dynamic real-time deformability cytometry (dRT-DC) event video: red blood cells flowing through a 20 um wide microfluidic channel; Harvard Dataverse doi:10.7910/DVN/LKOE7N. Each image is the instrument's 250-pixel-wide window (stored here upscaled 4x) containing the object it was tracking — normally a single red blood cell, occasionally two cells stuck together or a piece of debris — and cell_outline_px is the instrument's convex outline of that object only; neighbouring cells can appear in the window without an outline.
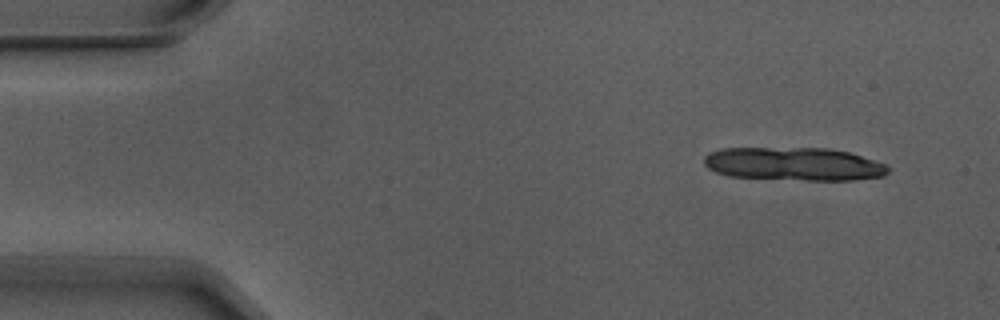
{"species": "Egyptian fruit bat (a non-hibernating species)", "species_latin": "Rousettus aegyptiacus", "temperature_condition": "warm", "stored_images_in_passage": 5, "camera_frame_rate_fps": 3000, "um_per_image_px": 0.085, "animal": {"sex": "male"}, "frame": {"image": 1, "passage_image": 1, "time_ms": 0.0, "image_size_px": [1000, 320], "cell_outline_px": [[892, 168], [884, 176], [852, 180], [808, 180], [728, 176], [716, 172], [708, 168], [704, 164], [704, 156], [708, 152], [724, 148], [828, 148], [848, 152], [884, 164]], "centroid_in_image_um": [67.46, 13.94], "position_along_channel_um": 17.5, "area_um2": 35.55}}
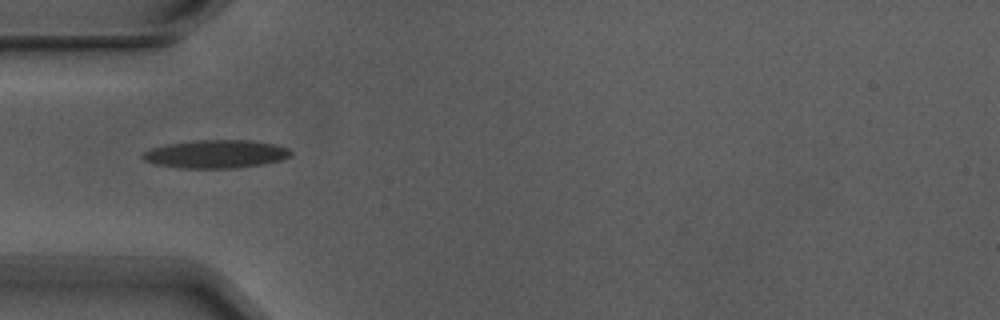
{"frame": {"image": 2, "passage_image": 4, "time_ms": 1.0, "image_size_px": [1000, 320], "cell_outline_px": [[292, 156], [284, 160], [264, 164], [236, 168], [180, 168], [156, 164], [144, 160], [140, 156], [144, 152], [152, 148], [168, 144], [196, 140], [252, 140], [272, 144], [288, 148], [292, 152]], "centroid_in_image_um": [18.39, 13.1], "position_along_channel_um": 66.6, "area_um2": 24.39}}